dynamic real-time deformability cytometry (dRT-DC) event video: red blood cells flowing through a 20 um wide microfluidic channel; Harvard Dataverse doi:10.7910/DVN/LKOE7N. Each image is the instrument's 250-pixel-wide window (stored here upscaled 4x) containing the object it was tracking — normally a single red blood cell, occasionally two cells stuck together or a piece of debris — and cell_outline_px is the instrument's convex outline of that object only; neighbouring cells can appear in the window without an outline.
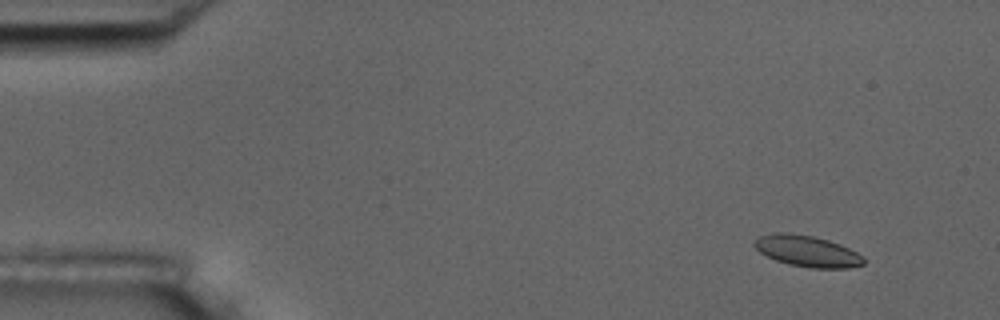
{"species": "common noctule bat (a hibernating species)", "species_latin": "Nyctalus noctula", "temperature_condition": "room temperature", "stored_images_in_passage": 55, "camera_frame_rate_fps": 3000, "um_per_image_px": 0.085, "animal": {"sex": "male", "body_mass_g": 17.5, "forearm_length_mm": 52.3}, "frame": {"image": 1, "passage_image": 6, "time_ms": 1.667, "image_size_px": [1000, 320], "cell_outline_px": [[864, 264], [848, 268], [808, 268], [788, 264], [776, 260], [760, 252], [752, 244], [752, 240], [760, 236], [776, 232], [788, 232], [812, 236], [828, 240], [840, 244], [864, 256]], "centroid_in_image_um": [68.59, 21.34], "position_along_channel_um": 16.4, "area_um2": 19.94}}
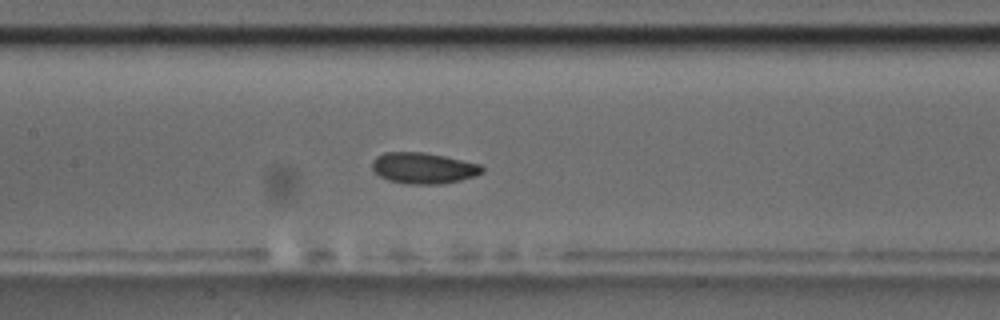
{"frame": {"image": 2, "passage_image": 27, "time_ms": 8.667, "image_size_px": [1000, 320], "cell_outline_px": [[484, 172], [476, 176], [460, 180], [440, 184], [408, 184], [388, 180], [380, 176], [372, 168], [372, 160], [376, 156], [384, 152], [424, 152], [444, 156], [480, 164], [484, 168]], "centroid_in_image_um": [35.99, 14.28], "position_along_channel_um": 171.4, "area_um2": 19.94}}
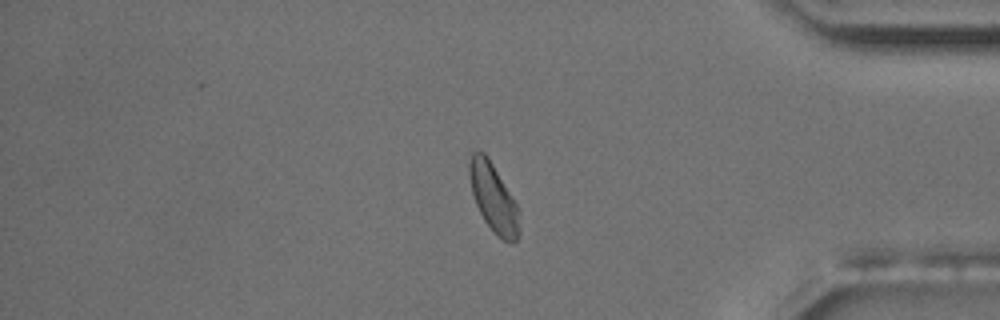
{"frame": {"image": 3, "passage_image": 47, "time_ms": 15.333, "image_size_px": [1000, 320], "cell_outline_px": [[520, 236], [516, 240], [508, 244], [496, 236], [484, 220], [476, 204], [472, 192], [468, 172], [468, 160], [472, 152], [484, 152], [488, 156], [516, 204], [520, 232]], "centroid_in_image_um": [41.92, 16.84], "position_along_channel_um": 393.3, "area_um2": 19.83}}